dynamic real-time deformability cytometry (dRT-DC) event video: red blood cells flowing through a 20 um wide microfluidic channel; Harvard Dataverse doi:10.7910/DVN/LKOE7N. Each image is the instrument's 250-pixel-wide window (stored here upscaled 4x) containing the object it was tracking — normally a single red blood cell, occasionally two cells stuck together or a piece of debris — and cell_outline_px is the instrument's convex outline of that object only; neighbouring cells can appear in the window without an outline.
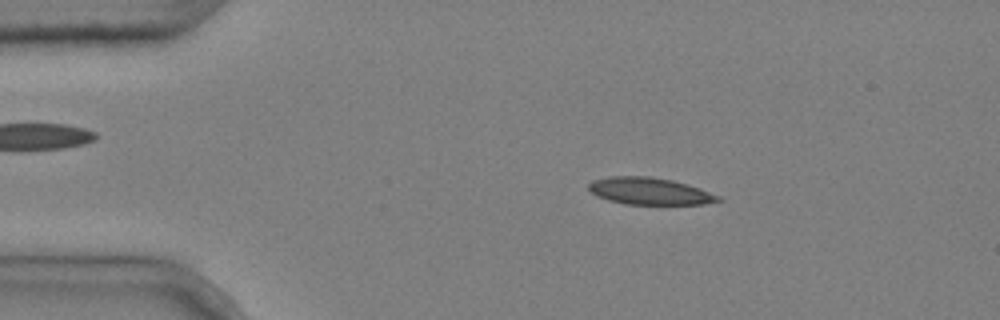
{"species": "common noctule bat (a hibernating species)", "species_latin": "Nyctalus noctula", "temperature_condition": "cold", "stored_images_in_passage": 3, "camera_frame_rate_fps": 3000, "um_per_image_px": 0.085, "animal": {"sex": "male", "body_mass_g": 20.4}, "frame": {"image": 1, "passage_image": 2, "time_ms": 0.333, "image_size_px": [1000, 320], "cell_outline_px": [[724, 200], [704, 204], [624, 204], [608, 200], [596, 196], [588, 188], [588, 184], [592, 180], [608, 176], [652, 176], [672, 180], [688, 184], [700, 188], [720, 196]], "centroid_in_image_um": [55.22, 16.24], "position_along_channel_um": 29.8, "area_um2": 20.58}}